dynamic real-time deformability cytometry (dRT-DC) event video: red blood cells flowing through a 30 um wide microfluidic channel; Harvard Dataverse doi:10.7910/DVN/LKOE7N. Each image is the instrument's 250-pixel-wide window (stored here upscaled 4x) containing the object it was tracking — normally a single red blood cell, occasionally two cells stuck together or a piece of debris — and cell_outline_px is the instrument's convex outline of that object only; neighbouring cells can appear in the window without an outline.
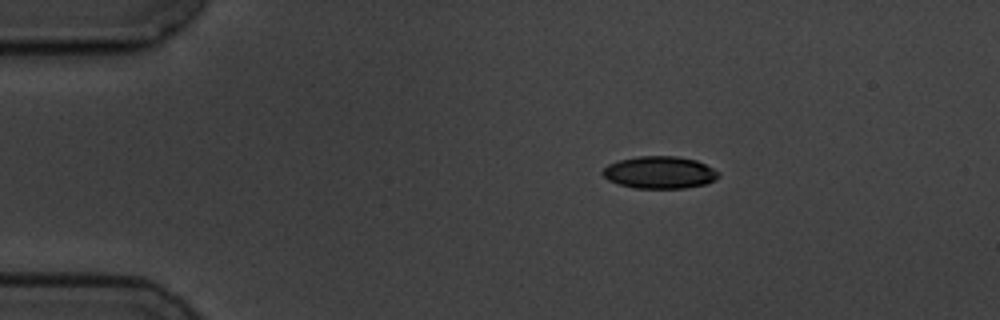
{"species": "common noctule bat (a hibernating species)", "species_latin": "Nyctalus noctula", "temperature_condition": "cold", "stored_images_in_passage": 3, "camera_frame_rate_fps": 3000, "um_per_image_px": 0.085, "animal": {"sex": "male", "body_mass_g": 19.5, "forearm_length_mm": 54.6}, "frame": {"image": 1, "passage_image": 1, "time_ms": 0.0, "image_size_px": [1000, 320], "cell_outline_px": [[720, 176], [716, 180], [704, 184], [684, 188], [636, 188], [620, 184], [608, 180], [600, 172], [608, 164], [620, 160], [640, 156], [676, 156], [696, 160], [720, 172]], "centroid_in_image_um": [56.08, 14.66], "position_along_channel_um": 28.9, "area_um2": 21.68}}